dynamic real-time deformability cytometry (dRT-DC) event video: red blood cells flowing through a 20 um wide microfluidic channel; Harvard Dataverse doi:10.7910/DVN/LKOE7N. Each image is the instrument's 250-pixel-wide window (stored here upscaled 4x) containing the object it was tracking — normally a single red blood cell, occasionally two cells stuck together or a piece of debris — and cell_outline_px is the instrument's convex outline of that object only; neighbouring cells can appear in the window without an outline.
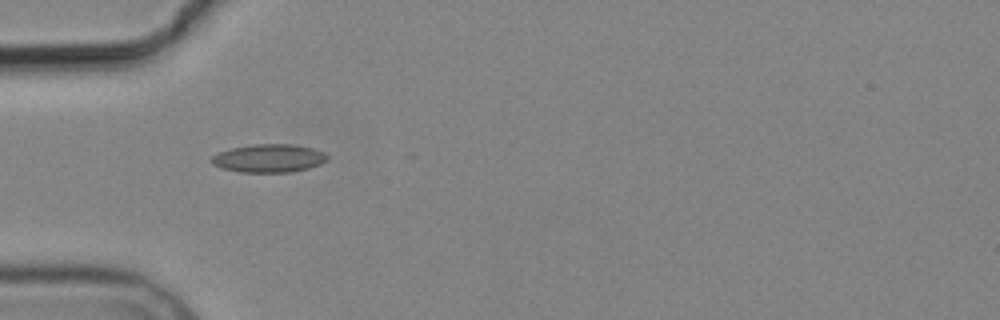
{"species": "common noctule bat (a hibernating species)", "species_latin": "Nyctalus noctula", "temperature_condition": "cold", "stored_images_in_passage": 4, "camera_frame_rate_fps": 3000, "um_per_image_px": 0.085, "animal": {"sex": "male", "body_mass_g": 19.2, "forearm_length_mm": 51.8}, "frame": {"image": 1, "passage_image": 1, "time_ms": 0.0, "image_size_px": [1000, 320], "cell_outline_px": [[328, 156], [320, 164], [308, 168], [292, 172], [240, 172], [224, 168], [212, 164], [208, 160], [212, 156], [220, 152], [232, 148], [252, 144], [292, 144], [312, 148], [324, 152]], "centroid_in_image_um": [22.83, 13.45], "position_along_channel_um": 62.2, "area_um2": 18.9}}
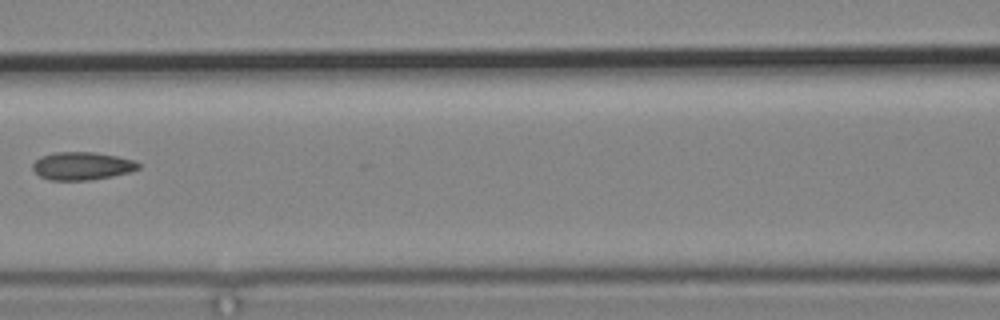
{"frame": {"image": 2, "passage_image": 3, "time_ms": 2.667, "image_size_px": [1000, 320], "cell_outline_px": [[140, 168], [128, 172], [112, 176], [88, 180], [48, 180], [40, 176], [32, 168], [32, 164], [40, 156], [56, 152], [92, 152], [116, 156], [136, 160], [140, 164]], "centroid_in_image_um": [6.97, 14.1], "position_along_channel_um": 159.6, "area_um2": 17.17}}
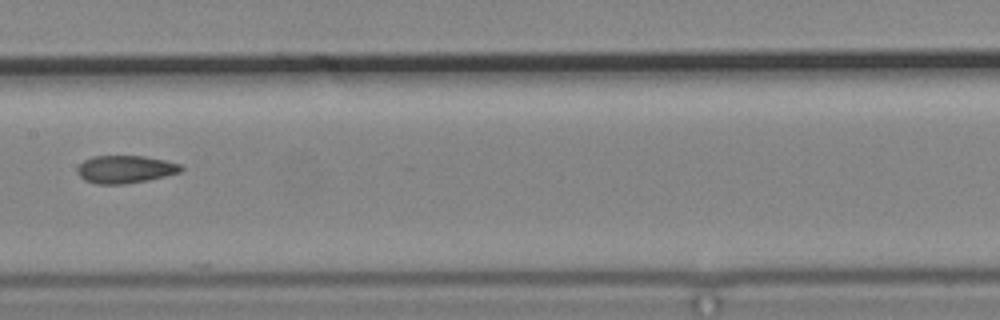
{"frame": {"image": 3, "passage_image": 4, "time_ms": 3.667, "image_size_px": [1000, 320], "cell_outline_px": [[184, 168], [180, 172], [148, 180], [124, 184], [96, 184], [84, 180], [76, 172], [76, 168], [84, 160], [92, 156], [144, 156], [164, 160], [180, 164]], "centroid_in_image_um": [10.61, 14.39], "position_along_channel_um": 196.8, "area_um2": 16.76}}